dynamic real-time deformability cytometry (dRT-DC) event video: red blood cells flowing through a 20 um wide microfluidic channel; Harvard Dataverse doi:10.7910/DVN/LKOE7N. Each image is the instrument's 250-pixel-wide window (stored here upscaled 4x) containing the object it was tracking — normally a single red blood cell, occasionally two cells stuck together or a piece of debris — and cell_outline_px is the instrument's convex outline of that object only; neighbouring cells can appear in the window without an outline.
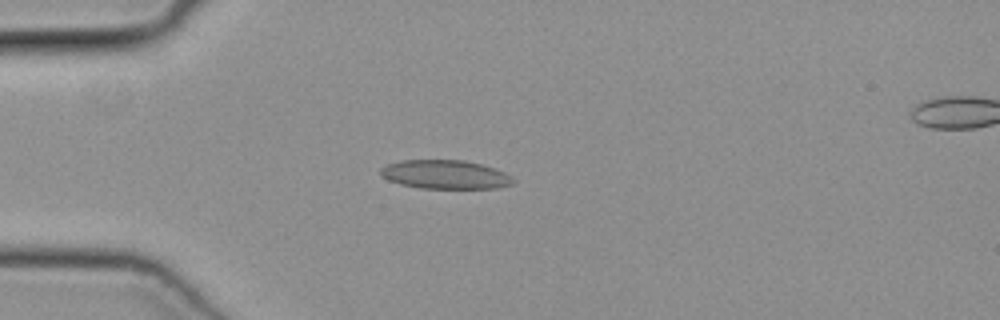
{"species": "common noctule bat (a hibernating species)", "species_latin": "Nyctalus noctula", "temperature_condition": "cold", "stored_images_in_passage": 44, "camera_frame_rate_fps": 3000, "um_per_image_px": 0.085, "animal": {"sex": "female", "body_mass_g": 19.3, "forearm_length_mm": 54.1}, "frame": {"image": 1, "passage_image": 8, "time_ms": 2.333, "image_size_px": [1000, 320], "cell_outline_px": [[516, 180], [512, 184], [496, 188], [420, 188], [400, 184], [388, 180], [380, 176], [380, 168], [388, 164], [400, 160], [464, 160], [496, 168], [512, 176]], "centroid_in_image_um": [37.84, 14.83], "position_along_channel_um": 47.2, "area_um2": 22.37}}
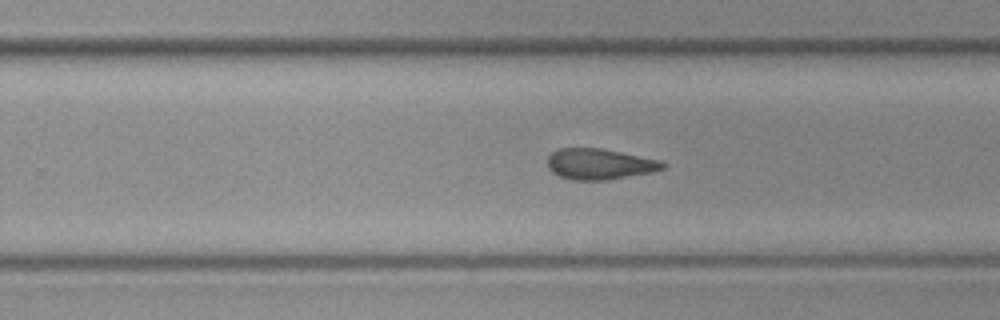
{"frame": {"image": 2, "passage_image": 26, "time_ms": 8.333, "image_size_px": [1000, 320], "cell_outline_px": [[664, 168], [652, 172], [608, 180], [572, 180], [560, 176], [552, 172], [548, 168], [548, 156], [552, 152], [560, 148], [600, 148], [660, 160], [664, 164]], "centroid_in_image_um": [50.93, 13.95], "position_along_channel_um": 278.9, "area_um2": 20.58}}
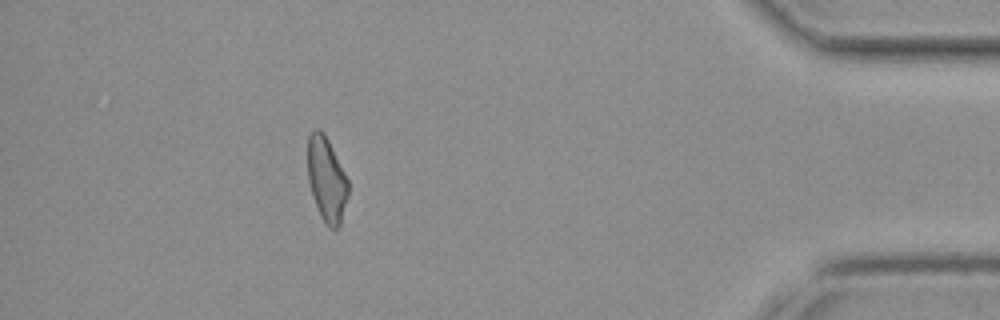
{"frame": {"image": 3, "passage_image": 39, "time_ms": 12.667, "image_size_px": [1000, 320], "cell_outline_px": [[348, 196], [340, 224], [336, 228], [328, 228], [320, 216], [312, 196], [308, 180], [308, 136], [312, 128], [320, 128], [324, 132], [348, 180]], "centroid_in_image_um": [27.74, 15.23], "position_along_channel_um": 407.5, "area_um2": 20.0}}